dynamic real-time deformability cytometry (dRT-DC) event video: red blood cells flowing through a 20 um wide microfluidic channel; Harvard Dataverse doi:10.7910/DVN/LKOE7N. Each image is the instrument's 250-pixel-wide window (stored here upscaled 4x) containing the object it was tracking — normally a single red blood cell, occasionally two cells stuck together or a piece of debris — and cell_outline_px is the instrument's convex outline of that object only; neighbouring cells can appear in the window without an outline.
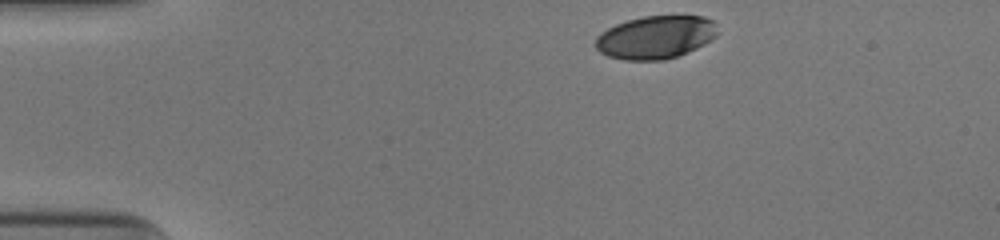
{"species": "human", "species_latin": "Homo sapiens", "temperature_condition": "cold", "stored_images_in_passage": 35, "camera_frame_rate_fps": 3000, "um_per_image_px": 0.085, "donor": {"sex": "male"}, "frame": {"image": 1, "passage_image": 1, "time_ms": 0.0, "image_size_px": [1000, 240], "cell_outline_px": [[716, 36], [704, 44], [696, 48], [676, 56], [664, 60], [624, 60], [608, 56], [600, 52], [596, 48], [596, 36], [600, 32], [616, 24], [628, 20], [644, 16], [704, 16], [716, 20]], "centroid_in_image_um": [55.72, 3.16], "position_along_channel_um": 29.3, "area_um2": 30.58}}
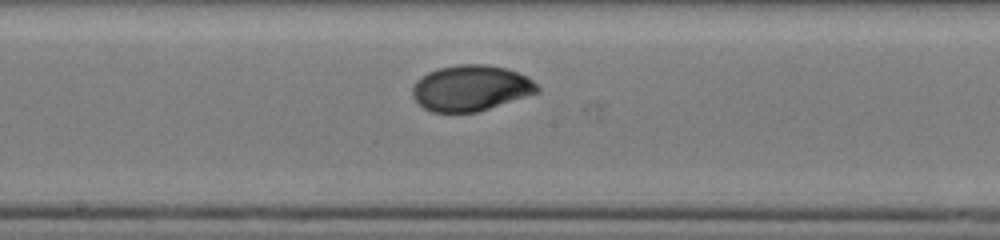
{"frame": {"image": 2, "passage_image": 20, "time_ms": 6.333, "image_size_px": [1000, 240], "cell_outline_px": [[540, 92], [476, 112], [432, 112], [424, 108], [412, 96], [412, 88], [416, 80], [428, 72], [440, 68], [460, 64], [484, 64], [508, 68], [528, 76], [540, 88]], "centroid_in_image_um": [40.03, 7.48], "position_along_channel_um": 208.2, "area_um2": 33.29}}
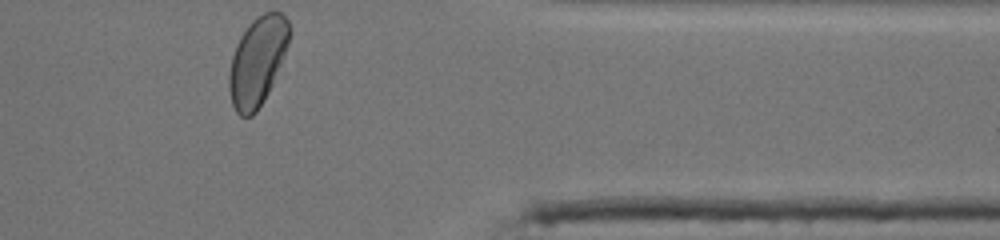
{"frame": {"image": 3, "passage_image": 35, "time_ms": 11.333, "image_size_px": [1000, 240], "cell_outline_px": [[292, 32], [288, 44], [272, 84], [264, 100], [256, 112], [252, 116], [240, 116], [236, 112], [232, 104], [228, 88], [228, 72], [232, 56], [236, 44], [240, 36], [248, 24], [256, 16], [264, 12], [280, 12], [288, 20], [292, 28]], "centroid_in_image_um": [21.87, 5.18], "position_along_channel_um": 389.5, "area_um2": 31.33}, "authors_computed_cell_mechanics": {"area_um2": 32.4258, "velocity_mm_per_s": 3.943, "shape_relaxation_time_tau1_ms": 3.8488, "shape_relaxation_time_tau2_ms": 0.9389, "deformation_change_tau1": 0.1499, "deformation_change_tau2": 0.0286}}